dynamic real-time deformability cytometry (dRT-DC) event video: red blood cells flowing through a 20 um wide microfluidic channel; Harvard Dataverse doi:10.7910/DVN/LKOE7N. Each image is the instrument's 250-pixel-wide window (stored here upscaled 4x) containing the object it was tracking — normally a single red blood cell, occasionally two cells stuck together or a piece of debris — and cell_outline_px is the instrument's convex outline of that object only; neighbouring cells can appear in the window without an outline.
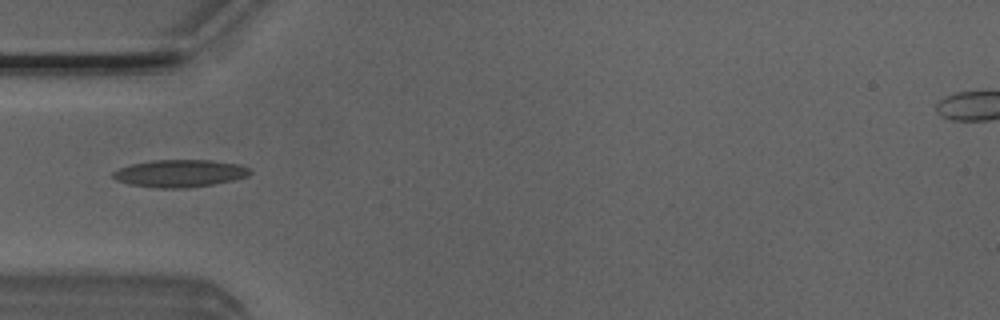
{"species": "Egyptian fruit bat (a non-hibernating species)", "species_latin": "Rousettus aegyptiacus", "temperature_condition": "room temperature", "stored_images_in_passage": 37, "camera_frame_rate_fps": 3000, "um_per_image_px": 0.085, "animal": {"sex": "male"}, "frame": {"image": 1, "passage_image": 2, "time_ms": 0.333, "image_size_px": [1000, 320], "cell_outline_px": [[252, 172], [248, 176], [232, 180], [212, 184], [188, 188], [156, 188], [132, 184], [116, 180], [112, 176], [112, 172], [120, 168], [132, 164], [152, 160], [212, 160], [240, 164], [248, 168]], "centroid_in_image_um": [15.3, 14.73], "position_along_channel_um": 69.7, "area_um2": 21.79}}
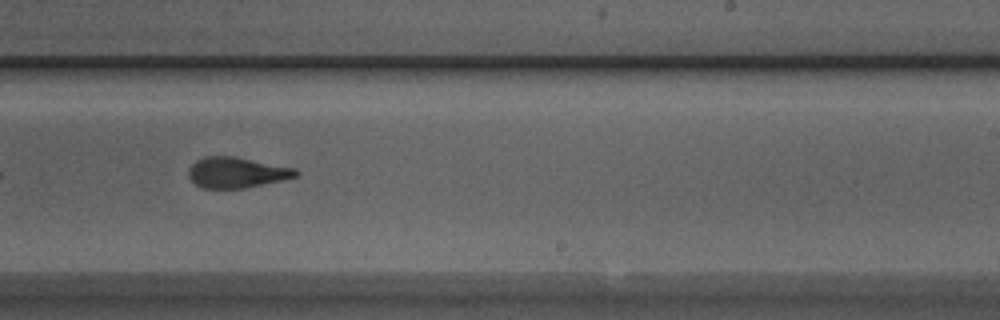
{"frame": {"image": 2, "passage_image": 17, "time_ms": 5.333, "image_size_px": [1000, 320], "cell_outline_px": [[300, 172], [296, 176], [284, 180], [244, 188], [200, 188], [188, 176], [188, 168], [196, 160], [204, 156], [236, 156], [296, 168]], "centroid_in_image_um": [20.12, 14.65], "position_along_channel_um": 268.9, "area_um2": 19.36}}
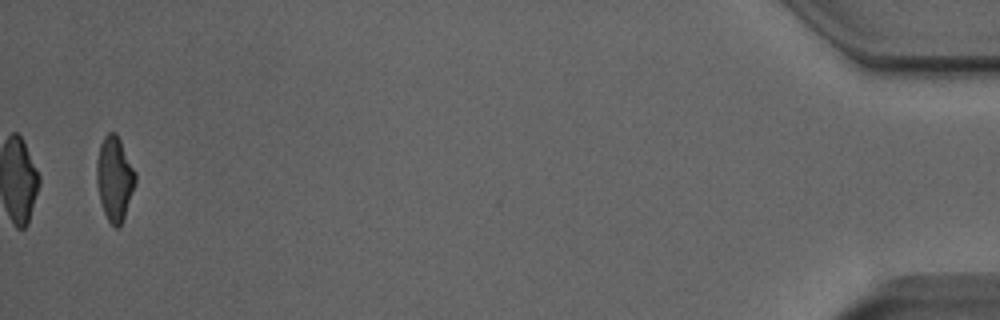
{"frame": {"image": 3, "passage_image": 36, "time_ms": 11.667, "image_size_px": [1000, 320], "cell_outline_px": [[136, 184], [124, 220], [120, 228], [116, 228], [108, 220], [104, 212], [100, 200], [96, 180], [96, 160], [100, 144], [104, 136], [108, 132], [116, 132], [136, 172]], "centroid_in_image_um": [9.75, 15.19], "position_along_channel_um": 425.5, "area_um2": 19.31}, "authors_computed_cell_mechanics": {"area_um2": 19.652, "velocity_mm_per_s": 3.9768, "shape_relaxation_time_tau1_ms": 6.2173, "shape_relaxation_time_tau2_ms": 1.3655, "deformation_change_tau1": 0.1906, "deformation_change_tau2": 0.0952}}